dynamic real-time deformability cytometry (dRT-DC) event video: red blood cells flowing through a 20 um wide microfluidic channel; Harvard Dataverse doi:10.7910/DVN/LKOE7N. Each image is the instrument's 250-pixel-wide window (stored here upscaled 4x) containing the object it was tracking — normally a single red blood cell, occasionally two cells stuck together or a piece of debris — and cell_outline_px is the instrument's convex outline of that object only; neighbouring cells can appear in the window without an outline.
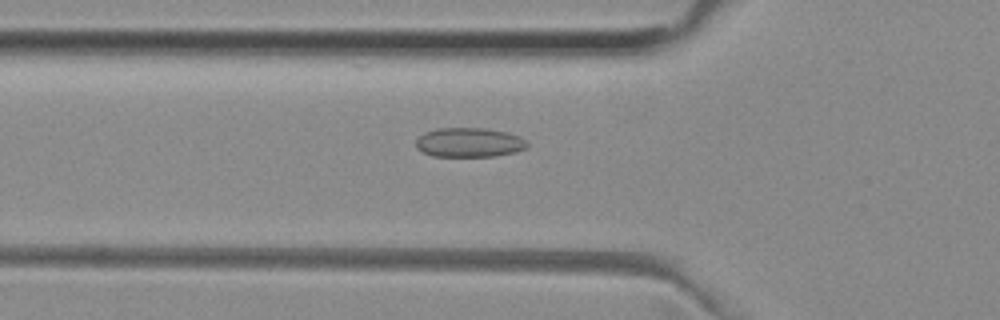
{"species": "common noctule bat (a hibernating species)", "species_latin": "Nyctalus noctula", "temperature_condition": "room temperature", "stored_images_in_passage": 43, "camera_frame_rate_fps": 3000, "um_per_image_px": 0.085, "animal": {"sex": "female", "body_mass_g": 29.2, "forearm_length_mm": 56.3}, "frame": {"image": 1, "passage_image": 9, "time_ms": 2.667, "image_size_px": [1000, 320], "cell_outline_px": [[528, 148], [516, 152], [496, 156], [432, 156], [416, 148], [416, 140], [424, 132], [436, 128], [484, 128], [504, 132], [520, 136], [528, 144]], "centroid_in_image_um": [39.88, 12.11], "position_along_channel_um": 85.9, "area_um2": 19.07}}
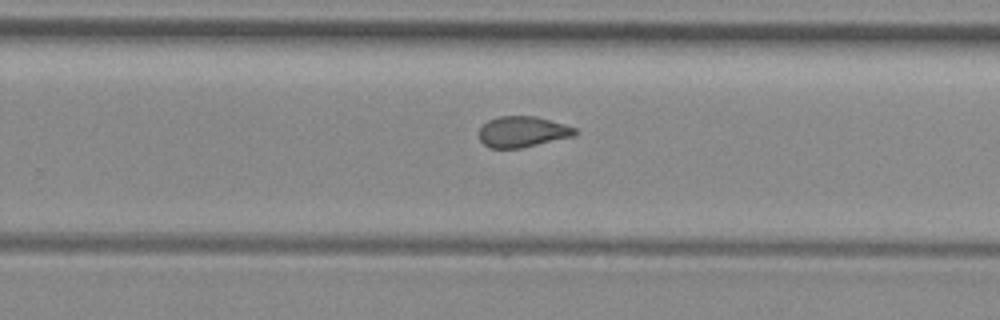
{"frame": {"image": 2, "passage_image": 24, "time_ms": 7.667, "image_size_px": [1000, 320], "cell_outline_px": [[576, 136], [520, 148], [488, 148], [480, 140], [480, 128], [488, 120], [500, 116], [536, 116], [564, 124], [576, 128]], "centroid_in_image_um": [44.43, 11.2], "position_along_channel_um": 285.4, "area_um2": 17.22}}
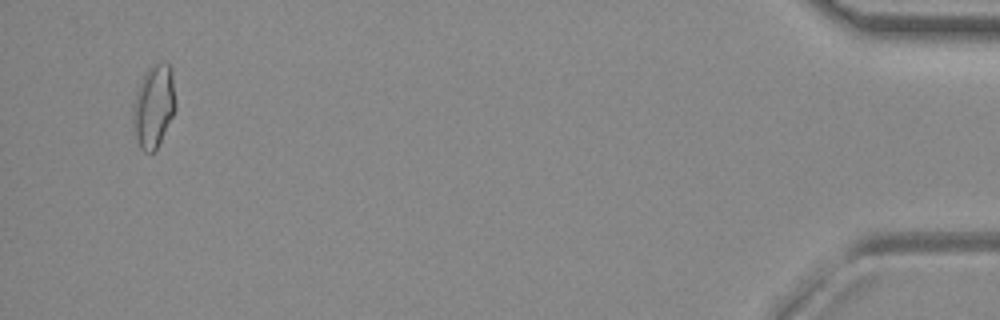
{"frame": {"image": 3, "passage_image": 41, "time_ms": 13.333, "image_size_px": [1000, 320], "cell_outline_px": [[176, 108], [156, 148], [152, 152], [144, 152], [140, 148], [136, 140], [132, 128], [132, 108], [136, 92], [144, 72], [148, 68], [160, 60], [164, 60], [172, 68], [176, 104]], "centroid_in_image_um": [13.05, 8.97], "position_along_channel_um": 422.2, "area_um2": 20.87}, "authors_computed_cell_mechanics": {"area_um2": 18.0336, "velocity_mm_per_s": 3.9815, "shape_relaxation_time_tau1_ms": null, "shape_relaxation_time_tau2_ms": 2.2159, "deformation_change_tau1": null, "deformation_change_tau2": 0.0707}}